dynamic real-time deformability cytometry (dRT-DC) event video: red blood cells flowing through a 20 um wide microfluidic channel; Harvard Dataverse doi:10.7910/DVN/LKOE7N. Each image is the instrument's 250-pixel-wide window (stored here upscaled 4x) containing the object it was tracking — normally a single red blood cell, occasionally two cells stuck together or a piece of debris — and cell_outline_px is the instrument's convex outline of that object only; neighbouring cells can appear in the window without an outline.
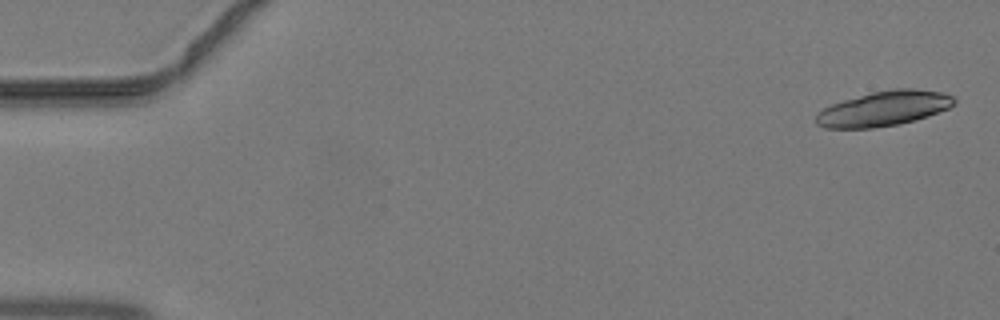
{"species": "common noctule bat (a hibernating species)", "species_latin": "Nyctalus noctula", "temperature_condition": "warm", "stored_images_in_passage": 15, "camera_frame_rate_fps": 3000, "um_per_image_px": 0.085, "animal": {"sex": "male", "body_mass_g": 19.2, "forearm_length_mm": 51.8}, "frame": {"image": 1, "passage_image": 1, "time_ms": 0.0, "image_size_px": [1000, 320], "cell_outline_px": [[956, 104], [948, 108], [928, 116], [916, 120], [900, 124], [872, 128], [824, 128], [816, 124], [816, 116], [824, 108], [832, 104], [844, 100], [872, 92], [892, 88], [912, 88], [944, 92], [952, 96], [956, 100]], "centroid_in_image_um": [75.16, 9.22], "position_along_channel_um": 9.8, "area_um2": 28.15}}